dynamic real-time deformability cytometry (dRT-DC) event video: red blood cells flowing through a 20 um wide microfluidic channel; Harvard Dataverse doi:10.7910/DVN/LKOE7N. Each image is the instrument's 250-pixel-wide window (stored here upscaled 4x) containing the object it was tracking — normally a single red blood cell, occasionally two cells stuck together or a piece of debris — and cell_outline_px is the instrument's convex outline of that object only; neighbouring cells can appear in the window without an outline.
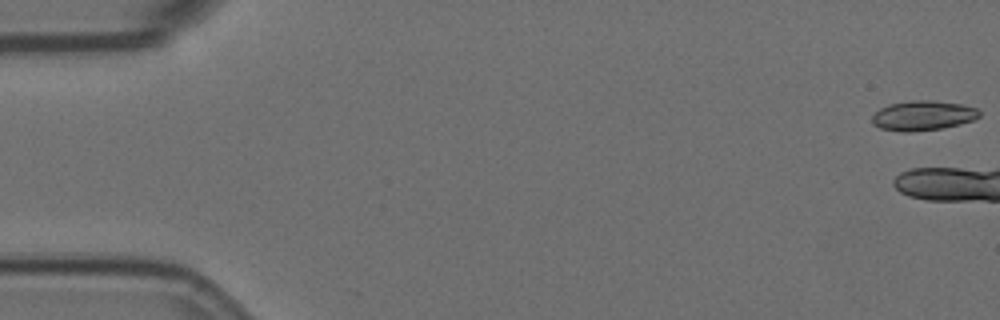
{"species": "Egyptian fruit bat (a non-hibernating species)", "species_latin": "Rousettus aegyptiacus", "temperature_condition": "room temperature", "stored_images_in_passage": 5, "camera_frame_rate_fps": 3000, "um_per_image_px": 0.085, "animal": {"sex": "female"}, "frame": {"image": 1, "passage_image": 1, "time_ms": 0.0, "image_size_px": [1000, 320], "cell_outline_px": [[980, 116], [972, 120], [960, 124], [940, 128], [912, 132], [900, 132], [880, 128], [872, 124], [872, 116], [880, 108], [888, 104], [912, 100], [932, 100], [964, 104], [976, 108], [980, 112]], "centroid_in_image_um": [78.43, 9.82], "position_along_channel_um": 6.6, "area_um2": 18.73}}